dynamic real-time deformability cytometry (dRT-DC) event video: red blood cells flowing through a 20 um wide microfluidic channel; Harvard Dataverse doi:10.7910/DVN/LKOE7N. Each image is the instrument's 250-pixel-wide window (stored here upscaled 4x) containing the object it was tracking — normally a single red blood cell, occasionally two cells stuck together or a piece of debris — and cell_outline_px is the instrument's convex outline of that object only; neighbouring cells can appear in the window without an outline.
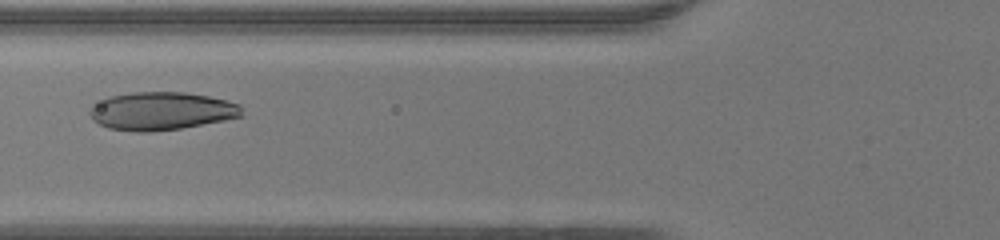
{"species": "human", "species_latin": "Homo sapiens", "temperature_condition": "warm", "stored_images_in_passage": 42, "camera_frame_rate_fps": 3000, "um_per_image_px": 0.085, "donor": {"sex": "female"}, "frame": {"image": 1, "passage_image": 13, "time_ms": 4.0, "image_size_px": [1000, 240], "cell_outline_px": [[244, 116], [224, 120], [180, 128], [148, 132], [136, 132], [108, 128], [92, 120], [88, 112], [88, 108], [108, 96], [132, 92], [184, 92], [208, 96], [240, 104]], "centroid_in_image_um": [13.68, 9.43], "position_along_channel_um": 112.1, "area_um2": 33.76}}
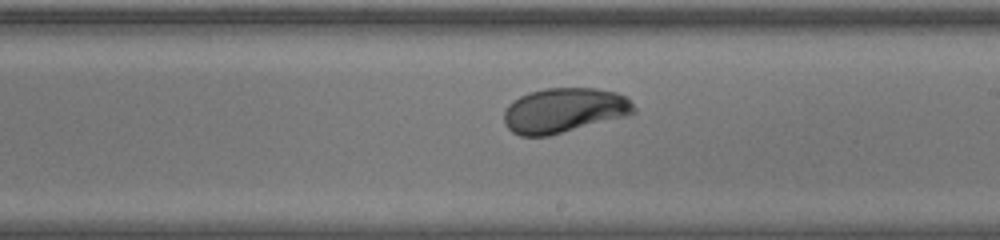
{"frame": {"image": 2, "passage_image": 22, "time_ms": 7.0, "image_size_px": [1000, 240], "cell_outline_px": [[636, 112], [624, 116], [548, 136], [520, 136], [512, 132], [504, 124], [504, 112], [508, 104], [512, 100], [528, 92], [544, 88], [596, 88], [616, 92], [628, 96], [636, 108]], "centroid_in_image_um": [47.93, 9.36], "position_along_channel_um": 241.1, "area_um2": 34.04}}
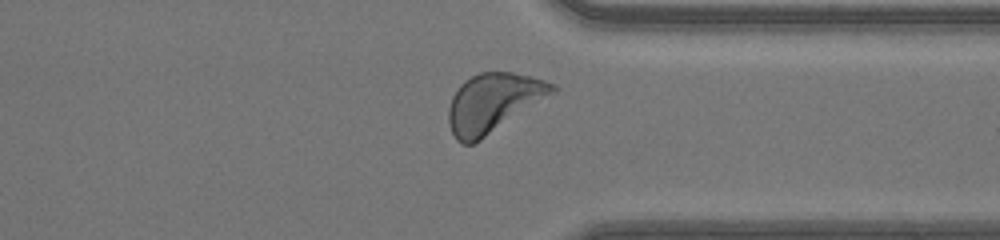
{"frame": {"image": 3, "passage_image": 31, "time_ms": 10.0, "image_size_px": [1000, 240], "cell_outline_px": [[556, 92], [480, 140], [472, 144], [464, 144], [456, 140], [448, 124], [448, 108], [452, 96], [460, 84], [464, 80], [480, 72], [512, 72], [544, 80], [556, 84]], "centroid_in_image_um": [41.9, 8.73], "position_along_channel_um": 369.5, "area_um2": 35.43}, "authors_computed_cell_mechanics": {"area_um2": 34.102, "velocity_mm_per_s": 4.3289, "shape_relaxation_time_tau1_ms": 2.5585, "shape_relaxation_time_tau2_ms": null, "deformation_change_tau1": 0.1403, "deformation_change_tau2": null}}